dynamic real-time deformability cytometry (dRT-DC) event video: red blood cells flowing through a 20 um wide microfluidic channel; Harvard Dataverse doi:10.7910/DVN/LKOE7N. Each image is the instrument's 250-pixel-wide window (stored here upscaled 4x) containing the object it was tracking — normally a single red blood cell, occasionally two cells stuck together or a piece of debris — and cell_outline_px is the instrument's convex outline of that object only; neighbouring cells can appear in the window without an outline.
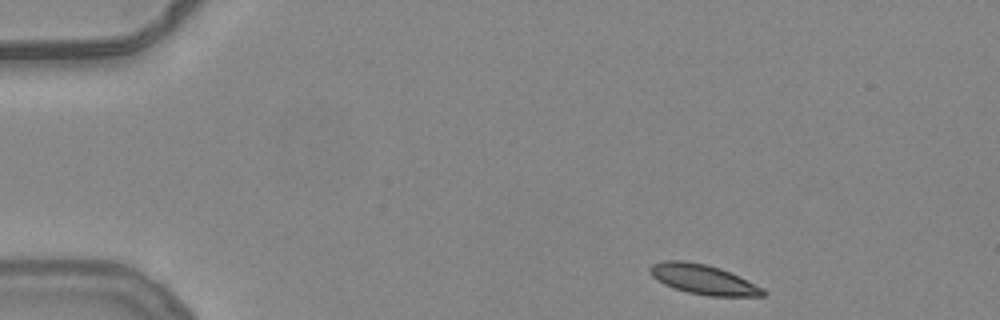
{"species": "common noctule bat (a hibernating species)", "species_latin": "Nyctalus noctula", "temperature_condition": "warm", "stored_images_in_passage": 47, "camera_frame_rate_fps": 3000, "um_per_image_px": 0.085, "animal": {"sex": "female", "body_mass_g": 24.6, "forearm_length_mm": 56.2}, "frame": {"image": 1, "passage_image": 1, "time_ms": 0.0, "image_size_px": [1000, 320], "cell_outline_px": [[768, 292], [764, 296], [708, 296], [688, 292], [664, 284], [656, 280], [648, 272], [648, 268], [652, 264], [664, 260], [684, 260], [708, 264], [720, 268], [764, 288]], "centroid_in_image_um": [59.76, 23.74], "position_along_channel_um": 25.2, "area_um2": 19.71}}
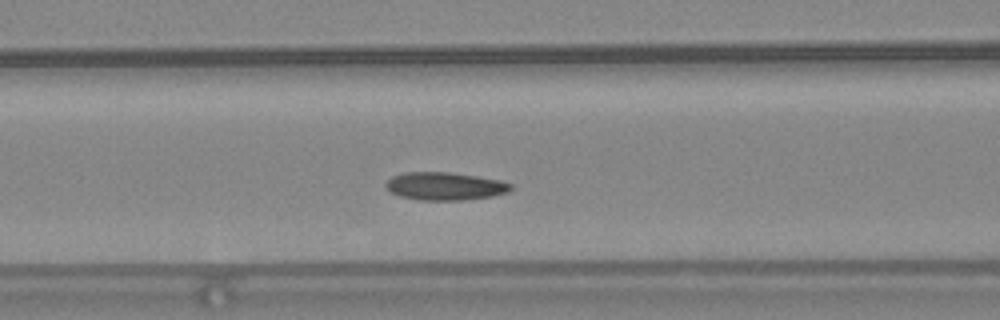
{"frame": {"image": 2, "passage_image": 16, "time_ms": 5.0, "image_size_px": [1000, 320], "cell_outline_px": [[512, 188], [508, 192], [492, 196], [464, 200], [420, 200], [400, 196], [392, 192], [384, 184], [392, 176], [404, 172], [452, 172], [500, 180], [512, 184]], "centroid_in_image_um": [37.83, 15.82], "position_along_channel_um": 128.8, "area_um2": 20.29}}
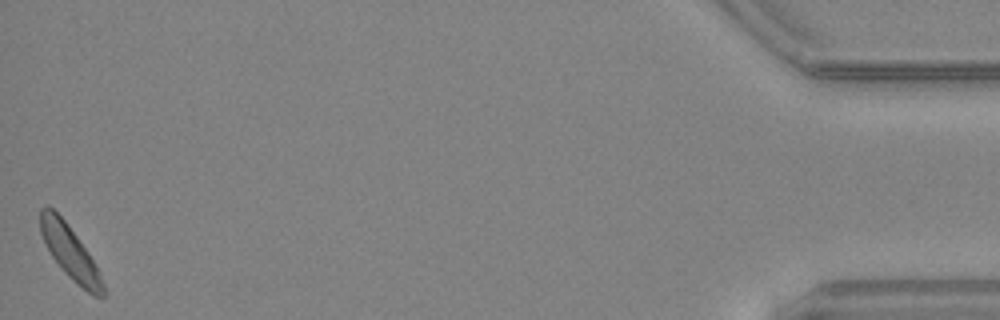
{"frame": {"image": 3, "passage_image": 47, "time_ms": 15.333, "image_size_px": [1000, 320], "cell_outline_px": [[104, 296], [92, 296], [72, 280], [64, 272], [52, 256], [40, 232], [40, 208], [52, 208], [64, 220], [88, 252], [96, 264], [104, 284]], "centroid_in_image_um": [5.97, 21.49], "position_along_channel_um": 429.2, "area_um2": 19.02}, "authors_computed_cell_mechanics": {"area_um2": 19.8254, "velocity_mm_per_s": 3.8173, "shape_relaxation_time_tau1_ms": 2.5125, "shape_relaxation_time_tau2_ms": 6.9442, "deformation_change_tau1": 0.0799, "deformation_change_tau2": 0.108}}